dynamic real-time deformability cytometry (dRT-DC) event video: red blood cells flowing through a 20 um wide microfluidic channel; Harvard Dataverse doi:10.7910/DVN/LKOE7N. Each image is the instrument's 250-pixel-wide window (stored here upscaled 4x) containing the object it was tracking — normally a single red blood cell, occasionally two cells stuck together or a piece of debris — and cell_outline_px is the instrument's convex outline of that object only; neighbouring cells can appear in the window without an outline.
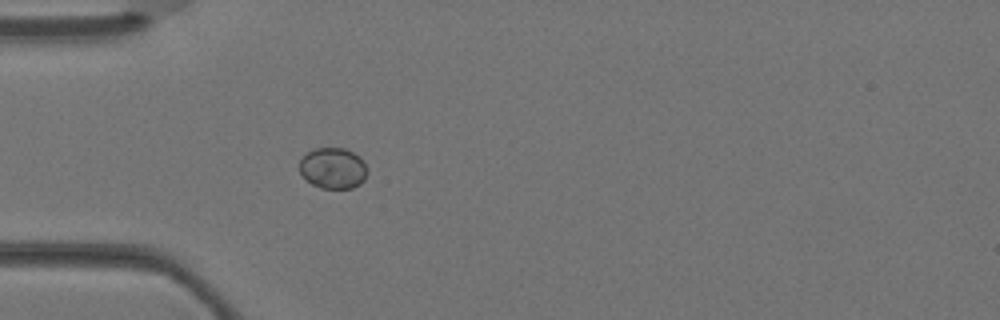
{"species": "Egyptian fruit bat (a non-hibernating species)", "species_latin": "Rousettus aegyptiacus", "temperature_condition": "warm", "stored_images_in_passage": 4, "camera_frame_rate_fps": 3000, "um_per_image_px": 0.085, "animal": {"sex": "female"}, "frame": {"image": 1, "passage_image": 4, "time_ms": 1.0, "image_size_px": [1000, 320], "cell_outline_px": [[368, 172], [364, 180], [360, 184], [352, 188], [320, 188], [312, 184], [300, 172], [300, 160], [312, 148], [344, 148], [360, 156]], "centroid_in_image_um": [28.32, 14.29], "position_along_channel_um": 56.7, "area_um2": 16.13}}